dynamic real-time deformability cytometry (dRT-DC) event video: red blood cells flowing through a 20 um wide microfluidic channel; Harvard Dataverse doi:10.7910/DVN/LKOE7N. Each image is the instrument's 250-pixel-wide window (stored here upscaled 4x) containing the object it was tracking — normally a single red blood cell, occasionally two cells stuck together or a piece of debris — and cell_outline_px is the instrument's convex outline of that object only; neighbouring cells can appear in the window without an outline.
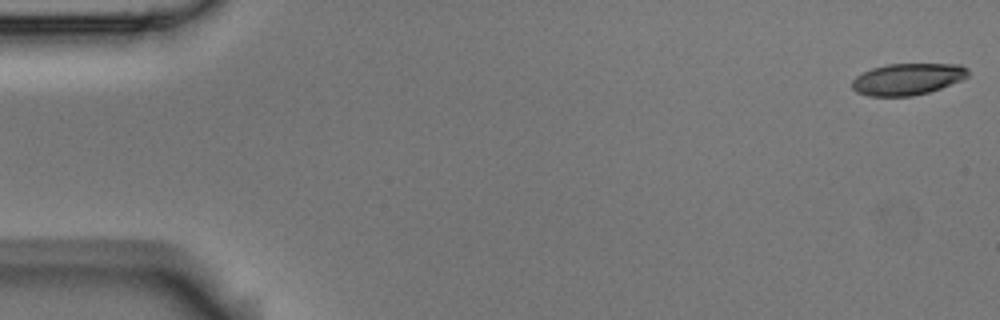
{"species": "Egyptian fruit bat (a non-hibernating species)", "species_latin": "Rousettus aegyptiacus", "temperature_condition": "room temperature", "stored_images_in_passage": 6, "camera_frame_rate_fps": 3000, "um_per_image_px": 0.085, "animal": {"sex": "male"}, "frame": {"image": 1, "passage_image": 1, "time_ms": 0.0, "image_size_px": [1000, 320], "cell_outline_px": [[968, 76], [960, 80], [940, 88], [928, 92], [912, 96], [868, 96], [856, 92], [852, 88], [852, 80], [856, 76], [872, 68], [888, 64], [960, 64], [968, 68]], "centroid_in_image_um": [77.12, 6.72], "position_along_channel_um": 7.9, "area_um2": 21.27}}
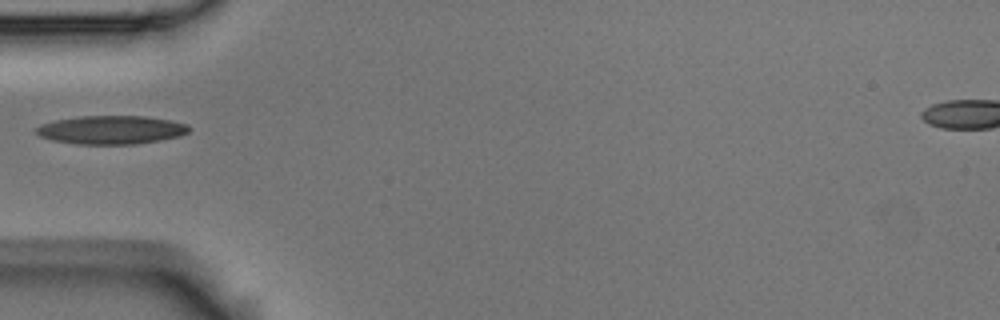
{"frame": {"image": 2, "passage_image": 5, "time_ms": 1.333, "image_size_px": [1000, 320], "cell_outline_px": [[192, 128], [188, 132], [180, 136], [160, 140], [136, 144], [76, 144], [52, 140], [40, 136], [36, 132], [36, 128], [40, 124], [56, 120], [80, 116], [144, 116], [168, 120], [188, 124]], "centroid_in_image_um": [9.47, 11.04], "position_along_channel_um": 75.5, "area_um2": 25.37}}
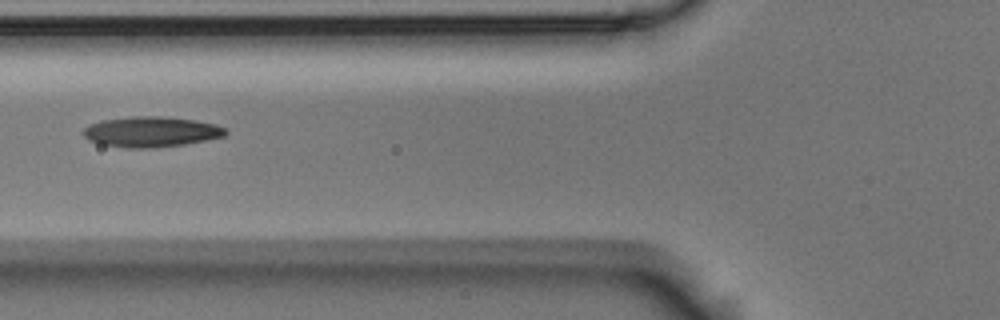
{"frame": {"image": 3, "passage_image": 6, "time_ms": 1.667, "image_size_px": [1000, 320], "cell_outline_px": [[228, 132], [224, 136], [184, 144], [152, 148], [128, 148], [100, 144], [88, 140], [84, 136], [84, 128], [100, 120], [132, 116], [160, 116], [196, 120], [216, 124], [224, 128]], "centroid_in_image_um": [12.83, 11.2], "position_along_channel_um": 113.0, "area_um2": 25.14}}